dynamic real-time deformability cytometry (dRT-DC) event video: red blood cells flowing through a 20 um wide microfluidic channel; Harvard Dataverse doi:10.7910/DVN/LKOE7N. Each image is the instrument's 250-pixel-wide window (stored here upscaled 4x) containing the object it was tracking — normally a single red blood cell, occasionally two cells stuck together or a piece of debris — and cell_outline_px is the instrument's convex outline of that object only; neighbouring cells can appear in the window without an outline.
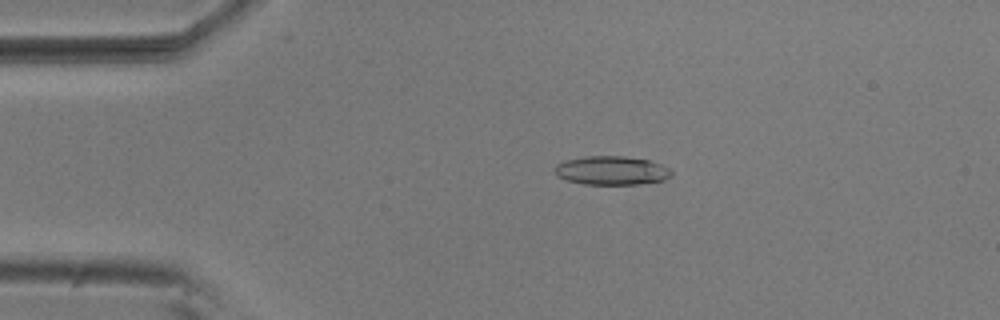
{"species": "common noctule bat (a hibernating species)", "species_latin": "Nyctalus noctula", "temperature_condition": "room temperature", "stored_images_in_passage": 49, "camera_frame_rate_fps": 3000, "um_per_image_px": 0.085, "animal": {"sex": "male", "body_mass_g": 20.5, "forearm_length_mm": 52.5}, "frame": {"image": 1, "passage_image": 6, "time_ms": 1.667, "image_size_px": [1000, 320], "cell_outline_px": [[672, 176], [664, 180], [640, 184], [584, 184], [568, 180], [556, 176], [556, 164], [568, 160], [584, 156], [624, 156], [648, 160], [660, 164], [668, 168], [672, 172]], "centroid_in_image_um": [52.01, 14.49], "position_along_channel_um": 33.0, "area_um2": 19.42}}
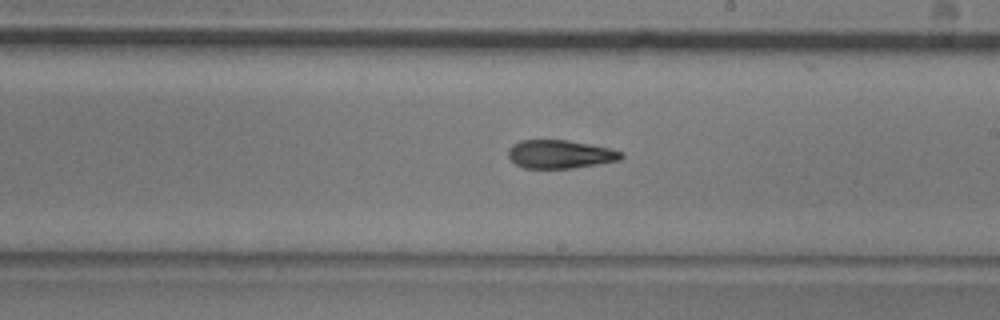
{"frame": {"image": 2, "passage_image": 26, "time_ms": 8.333, "image_size_px": [1000, 320], "cell_outline_px": [[624, 156], [620, 160], [572, 168], [524, 168], [516, 164], [508, 156], [508, 148], [512, 144], [520, 140], [568, 140], [612, 148], [624, 152]], "centroid_in_image_um": [47.62, 13.1], "position_along_channel_um": 241.4, "area_um2": 18.79}}
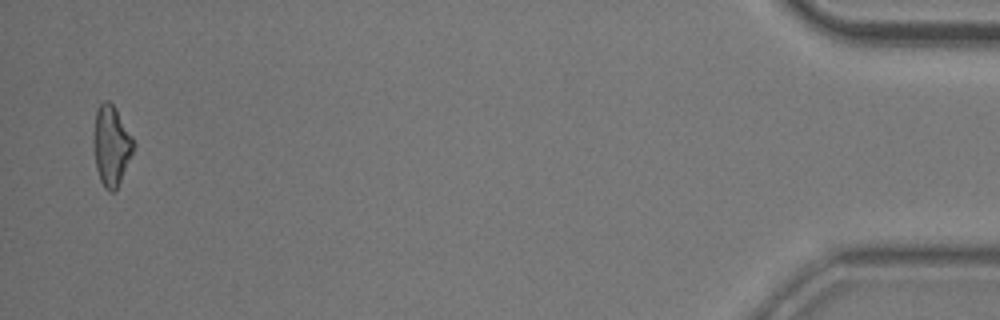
{"frame": {"image": 3, "passage_image": 48, "time_ms": 15.667, "image_size_px": [1000, 320], "cell_outline_px": [[136, 144], [120, 180], [116, 188], [112, 192], [108, 192], [104, 188], [100, 180], [96, 168], [92, 144], [92, 132], [96, 108], [104, 100], [108, 100], [116, 108], [132, 136]], "centroid_in_image_um": [9.42, 12.33], "position_along_channel_um": 425.8, "area_um2": 18.9}, "authors_computed_cell_mechanics": {"area_um2": 19.1318, "velocity_mm_per_s": 3.7228, "shape_relaxation_time_tau1_ms": 5.5923, "shape_relaxation_time_tau2_ms": 3.7754, "deformation_change_tau1": 0.1719, "deformation_change_tau2": 0.127}}